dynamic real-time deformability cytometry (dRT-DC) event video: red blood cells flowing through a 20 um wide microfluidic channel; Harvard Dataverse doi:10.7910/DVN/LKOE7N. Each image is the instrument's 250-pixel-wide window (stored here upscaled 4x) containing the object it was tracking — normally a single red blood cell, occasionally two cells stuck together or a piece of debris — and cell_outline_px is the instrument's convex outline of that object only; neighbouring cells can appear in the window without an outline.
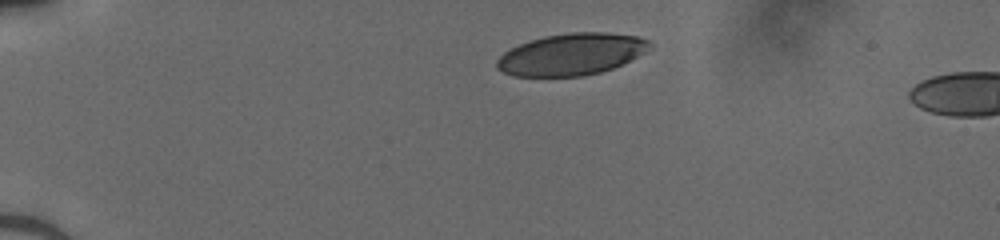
{"species": "human", "species_latin": "Homo sapiens", "temperature_condition": "cold", "stored_images_in_passage": 4, "camera_frame_rate_fps": 3000, "um_per_image_px": 0.085, "donor": {"sex": "male"}, "frame": {"image": 1, "passage_image": 1, "time_ms": 0.0, "image_size_px": [1000, 240], "cell_outline_px": [[652, 48], [612, 68], [600, 72], [584, 76], [512, 76], [496, 68], [496, 60], [504, 52], [520, 44], [544, 36], [568, 32], [608, 32], [636, 36], [648, 40], [652, 44]], "centroid_in_image_um": [48.56, 4.61], "position_along_channel_um": 36.4, "area_um2": 36.99}}